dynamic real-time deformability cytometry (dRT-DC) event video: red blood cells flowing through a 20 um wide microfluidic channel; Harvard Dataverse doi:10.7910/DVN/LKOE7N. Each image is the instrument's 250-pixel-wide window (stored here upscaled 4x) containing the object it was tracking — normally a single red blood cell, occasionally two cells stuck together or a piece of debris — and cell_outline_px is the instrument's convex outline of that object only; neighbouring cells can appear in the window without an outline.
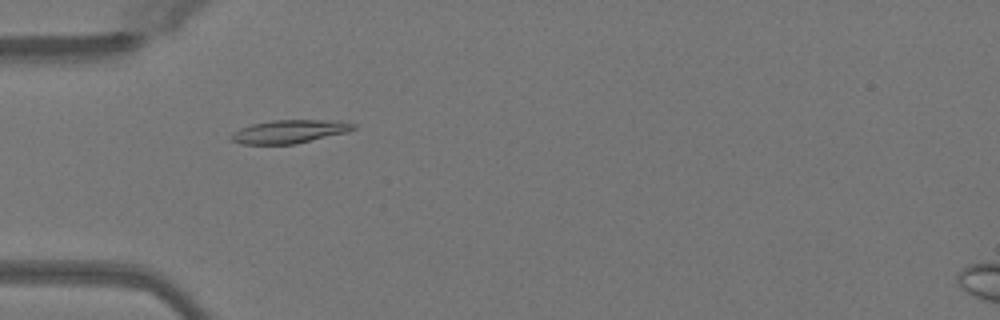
{"species": "Egyptian fruit bat (a non-hibernating species)", "species_latin": "Rousettus aegyptiacus", "temperature_condition": "warm", "stored_images_in_passage": 42, "camera_frame_rate_fps": 3000, "um_per_image_px": 0.085, "animal": {"sex": "female"}, "frame": {"image": 1, "passage_image": 8, "time_ms": 2.333, "image_size_px": [1000, 320], "cell_outline_px": [[356, 128], [348, 132], [296, 144], [240, 144], [232, 140], [232, 132], [240, 128], [252, 124], [272, 120], [340, 120], [356, 124]], "centroid_in_image_um": [24.65, 11.17], "position_along_channel_um": 60.3, "area_um2": 16.7}}
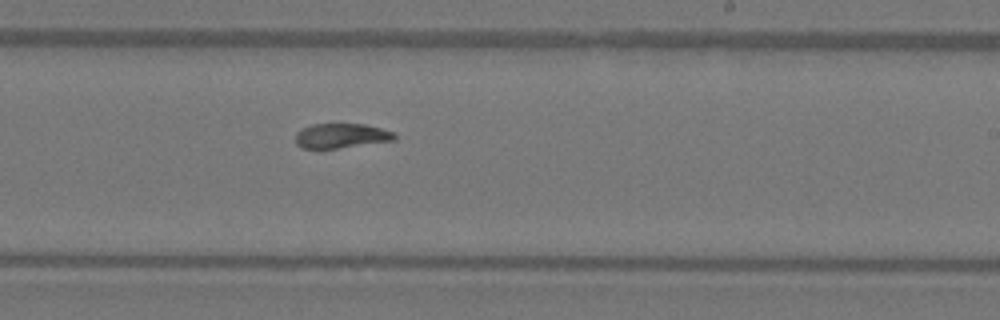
{"frame": {"image": 2, "passage_image": 23, "time_ms": 7.333, "image_size_px": [1000, 320], "cell_outline_px": [[396, 140], [336, 148], [304, 148], [296, 144], [296, 132], [300, 128], [312, 124], [364, 124], [396, 132]], "centroid_in_image_um": [29.01, 11.53], "position_along_channel_um": 260.0, "area_um2": 14.22}}
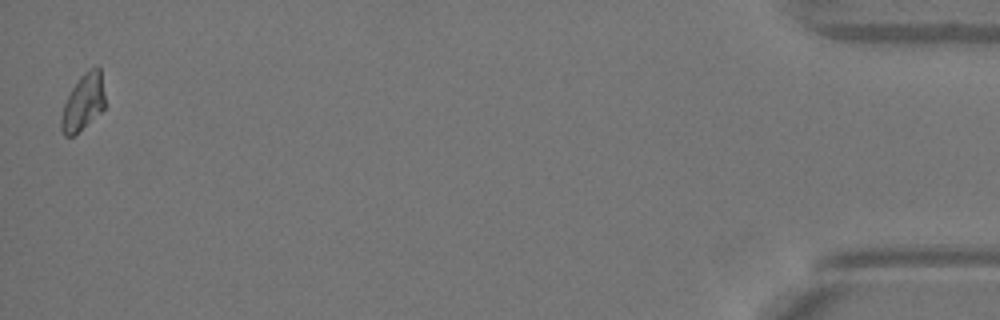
{"frame": {"image": 3, "passage_image": 42, "time_ms": 13.667, "image_size_px": [1000, 320], "cell_outline_px": [[104, 108], [100, 112], [72, 136], [64, 136], [60, 128], [60, 116], [64, 104], [72, 88], [80, 76], [88, 68], [96, 64], [100, 68], [104, 96]], "centroid_in_image_um": [7.05, 8.65], "position_along_channel_um": 428.2, "area_um2": 14.22}, "authors_computed_cell_mechanics": {"area_um2": 15.028, "velocity_mm_per_s": 4.0635, "shape_relaxation_time_tau1_ms": null, "shape_relaxation_time_tau2_ms": 3.7202, "deformation_change_tau1": null, "deformation_change_tau2": 0.0675}}